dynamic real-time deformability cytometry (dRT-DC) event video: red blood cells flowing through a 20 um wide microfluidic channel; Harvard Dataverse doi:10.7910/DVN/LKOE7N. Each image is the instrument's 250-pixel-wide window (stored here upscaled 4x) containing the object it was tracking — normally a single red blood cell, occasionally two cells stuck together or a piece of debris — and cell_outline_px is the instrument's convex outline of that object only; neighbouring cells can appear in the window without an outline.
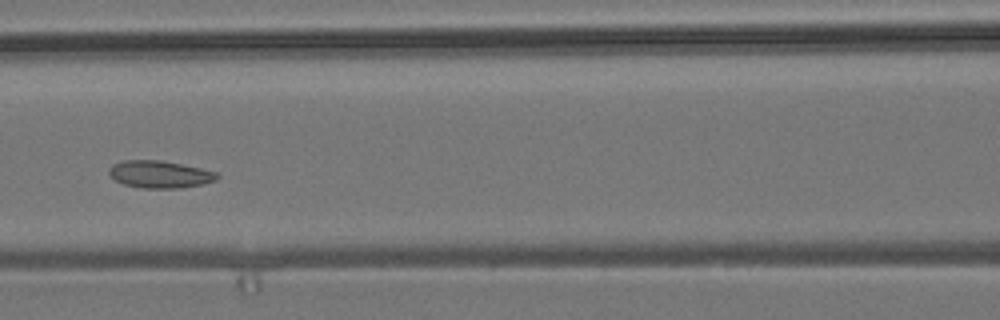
{"species": "common noctule bat (a hibernating species)", "species_latin": "Nyctalus noctula", "temperature_condition": "room temperature", "stored_images_in_passage": 10, "camera_frame_rate_fps": 3000, "um_per_image_px": 0.085, "animal": {"sex": "male", "body_mass_g": 19.2, "forearm_length_mm": 51.8}, "frame": {"image": 1, "passage_image": 5, "time_ms": 1.333, "image_size_px": [1000, 320], "cell_outline_px": [[220, 176], [216, 180], [204, 184], [180, 188], [140, 188], [124, 184], [116, 180], [108, 172], [108, 168], [112, 164], [124, 160], [160, 160], [200, 168], [216, 172]], "centroid_in_image_um": [13.58, 14.82], "position_along_channel_um": 153.0, "area_um2": 17.17}}
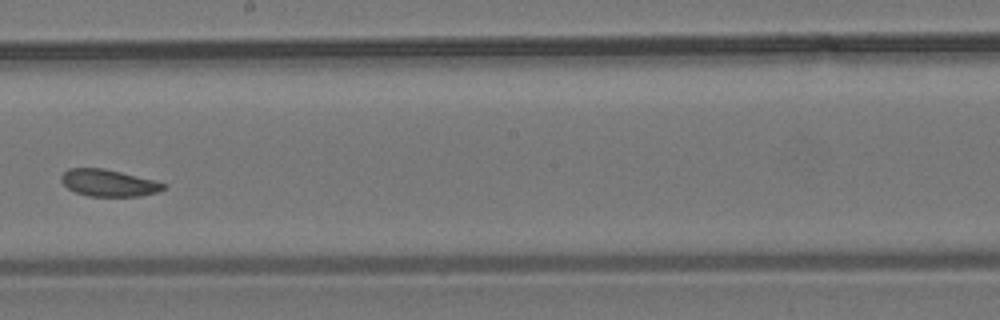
{"frame": {"image": 2, "passage_image": 7, "time_ms": 2.0, "image_size_px": [1000, 320], "cell_outline_px": [[168, 188], [160, 192], [140, 196], [88, 196], [76, 192], [68, 188], [60, 180], [60, 176], [68, 168], [104, 168], [156, 180], [168, 184]], "centroid_in_image_um": [9.3, 15.55], "position_along_channel_um": 238.9, "area_um2": 16.3}}
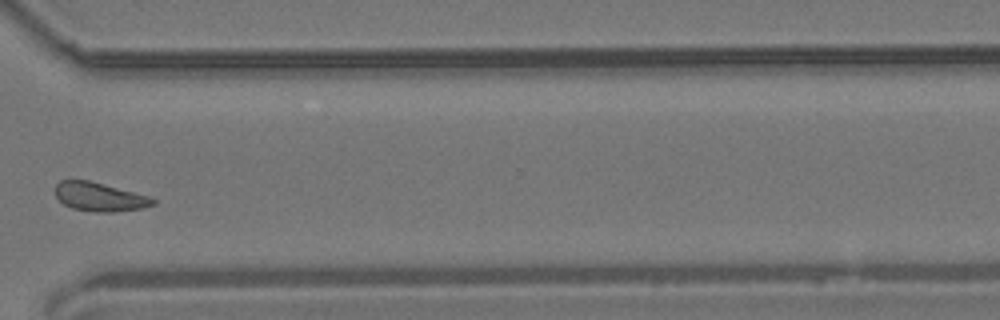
{"frame": {"image": 3, "passage_image": 10, "time_ms": 3.0, "image_size_px": [1000, 320], "cell_outline_px": [[156, 204], [140, 208], [112, 212], [92, 212], [72, 208], [64, 204], [56, 196], [56, 184], [60, 180], [88, 180], [148, 196], [156, 200]], "centroid_in_image_um": [8.44, 16.74], "position_along_channel_um": 362.2, "area_um2": 16.13}}